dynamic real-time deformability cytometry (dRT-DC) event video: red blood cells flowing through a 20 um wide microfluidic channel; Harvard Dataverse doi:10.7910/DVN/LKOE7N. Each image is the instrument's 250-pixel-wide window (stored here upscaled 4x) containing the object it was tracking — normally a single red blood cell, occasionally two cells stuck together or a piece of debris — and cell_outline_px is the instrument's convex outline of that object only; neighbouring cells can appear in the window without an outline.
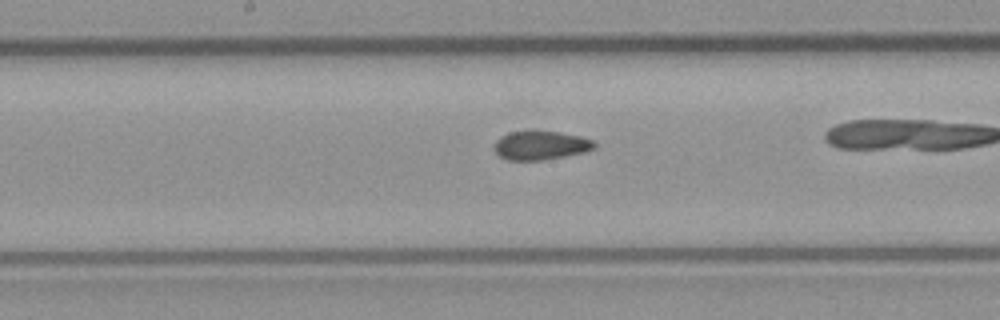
{"species": "common noctule bat (a hibernating species)", "species_latin": "Nyctalus noctula", "temperature_condition": "room temperature", "stored_images_in_passage": 26, "camera_frame_rate_fps": 3000, "um_per_image_px": 0.085, "animal": {"sex": "male", "body_mass_g": 23.1, "forearm_length_mm": 52.7}, "frame": {"image": 1, "passage_image": 12, "time_ms": 3.667, "image_size_px": [1000, 320], "cell_outline_px": [[596, 148], [584, 152], [564, 156], [540, 160], [508, 160], [500, 156], [496, 152], [496, 140], [500, 136], [508, 132], [560, 132], [580, 136], [592, 140], [596, 144]], "centroid_in_image_um": [45.98, 12.36], "position_along_channel_um": 202.2, "area_um2": 16.47}}
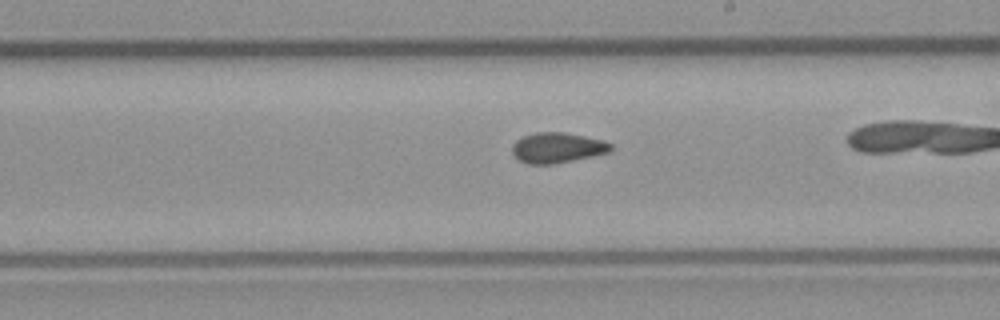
{"frame": {"image": 2, "passage_image": 15, "time_ms": 4.667, "image_size_px": [1000, 320], "cell_outline_px": [[612, 148], [608, 152], [572, 160], [552, 164], [528, 164], [520, 160], [512, 152], [512, 144], [516, 140], [524, 136], [536, 132], [564, 132], [604, 140], [612, 144]], "centroid_in_image_um": [47.35, 12.54], "position_along_channel_um": 241.6, "area_um2": 17.22}}